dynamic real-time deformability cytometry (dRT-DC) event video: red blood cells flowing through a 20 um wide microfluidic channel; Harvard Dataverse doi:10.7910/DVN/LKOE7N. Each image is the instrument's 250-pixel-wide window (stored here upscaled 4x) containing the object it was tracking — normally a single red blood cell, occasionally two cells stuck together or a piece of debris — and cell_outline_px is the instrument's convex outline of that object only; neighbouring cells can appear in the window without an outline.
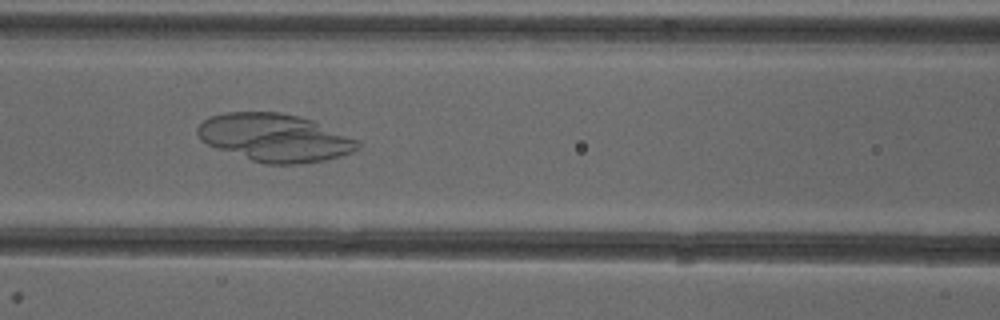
{"species": "common noctule bat (a hibernating species)", "species_latin": "Nyctalus noctula", "temperature_condition": "cold", "stored_images_in_passage": 51, "camera_frame_rate_fps": 3000, "um_per_image_px": 0.085, "animal": {"sex": "female"}, "frame": {"image": 1, "passage_image": 22, "time_ms": 7.0, "image_size_px": [1000, 320], "cell_outline_px": [[360, 148], [352, 152], [340, 156], [324, 160], [300, 164], [264, 164], [252, 160], [208, 144], [200, 140], [196, 132], [196, 128], [208, 116], [224, 112], [280, 112], [300, 116], [312, 120], [360, 140]], "centroid_in_image_um": [23.37, 11.69], "position_along_channel_um": 143.2, "area_um2": 44.68}}